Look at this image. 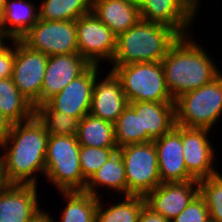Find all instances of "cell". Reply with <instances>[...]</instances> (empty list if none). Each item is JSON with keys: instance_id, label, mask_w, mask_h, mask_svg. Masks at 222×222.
<instances>
[{"instance_id": "1", "label": "cell", "mask_w": 222, "mask_h": 222, "mask_svg": "<svg viewBox=\"0 0 222 222\" xmlns=\"http://www.w3.org/2000/svg\"><path fill=\"white\" fill-rule=\"evenodd\" d=\"M48 137L35 116L12 125L10 133L0 144L3 170L9 184L38 186V174L45 175Z\"/></svg>"}, {"instance_id": "2", "label": "cell", "mask_w": 222, "mask_h": 222, "mask_svg": "<svg viewBox=\"0 0 222 222\" xmlns=\"http://www.w3.org/2000/svg\"><path fill=\"white\" fill-rule=\"evenodd\" d=\"M193 37L192 33L180 36L161 60L173 99L212 82L222 73L204 47L191 39Z\"/></svg>"}, {"instance_id": "3", "label": "cell", "mask_w": 222, "mask_h": 222, "mask_svg": "<svg viewBox=\"0 0 222 222\" xmlns=\"http://www.w3.org/2000/svg\"><path fill=\"white\" fill-rule=\"evenodd\" d=\"M180 35L171 27L139 20L117 36L116 52L110 66L161 62Z\"/></svg>"}, {"instance_id": "4", "label": "cell", "mask_w": 222, "mask_h": 222, "mask_svg": "<svg viewBox=\"0 0 222 222\" xmlns=\"http://www.w3.org/2000/svg\"><path fill=\"white\" fill-rule=\"evenodd\" d=\"M79 149L76 136L48 137L44 177L58 192L84 191L87 181L82 176Z\"/></svg>"}, {"instance_id": "5", "label": "cell", "mask_w": 222, "mask_h": 222, "mask_svg": "<svg viewBox=\"0 0 222 222\" xmlns=\"http://www.w3.org/2000/svg\"><path fill=\"white\" fill-rule=\"evenodd\" d=\"M174 105L177 125L212 131L222 117V73L212 82L181 94Z\"/></svg>"}, {"instance_id": "6", "label": "cell", "mask_w": 222, "mask_h": 222, "mask_svg": "<svg viewBox=\"0 0 222 222\" xmlns=\"http://www.w3.org/2000/svg\"><path fill=\"white\" fill-rule=\"evenodd\" d=\"M122 83L128 103L174 102L166 85L161 62H141L111 66Z\"/></svg>"}, {"instance_id": "7", "label": "cell", "mask_w": 222, "mask_h": 222, "mask_svg": "<svg viewBox=\"0 0 222 222\" xmlns=\"http://www.w3.org/2000/svg\"><path fill=\"white\" fill-rule=\"evenodd\" d=\"M126 172L127 196H145L161 184L154 141L118 148Z\"/></svg>"}, {"instance_id": "8", "label": "cell", "mask_w": 222, "mask_h": 222, "mask_svg": "<svg viewBox=\"0 0 222 222\" xmlns=\"http://www.w3.org/2000/svg\"><path fill=\"white\" fill-rule=\"evenodd\" d=\"M20 41L47 56L78 53L76 21L39 19Z\"/></svg>"}, {"instance_id": "9", "label": "cell", "mask_w": 222, "mask_h": 222, "mask_svg": "<svg viewBox=\"0 0 222 222\" xmlns=\"http://www.w3.org/2000/svg\"><path fill=\"white\" fill-rule=\"evenodd\" d=\"M78 54L90 65L111 63L117 36L93 12L76 20Z\"/></svg>"}, {"instance_id": "10", "label": "cell", "mask_w": 222, "mask_h": 222, "mask_svg": "<svg viewBox=\"0 0 222 222\" xmlns=\"http://www.w3.org/2000/svg\"><path fill=\"white\" fill-rule=\"evenodd\" d=\"M48 56L34 51L15 40V56L12 79L34 108L41 105V89L46 71Z\"/></svg>"}, {"instance_id": "11", "label": "cell", "mask_w": 222, "mask_h": 222, "mask_svg": "<svg viewBox=\"0 0 222 222\" xmlns=\"http://www.w3.org/2000/svg\"><path fill=\"white\" fill-rule=\"evenodd\" d=\"M201 4L198 0H148L139 8L140 18L169 26L185 36L192 33L190 27Z\"/></svg>"}, {"instance_id": "12", "label": "cell", "mask_w": 222, "mask_h": 222, "mask_svg": "<svg viewBox=\"0 0 222 222\" xmlns=\"http://www.w3.org/2000/svg\"><path fill=\"white\" fill-rule=\"evenodd\" d=\"M100 67L99 65H90L62 91L49 99L46 104L56 112L81 120L90 112L95 79L97 76H102L103 73L100 71ZM100 73L101 75H99Z\"/></svg>"}, {"instance_id": "13", "label": "cell", "mask_w": 222, "mask_h": 222, "mask_svg": "<svg viewBox=\"0 0 222 222\" xmlns=\"http://www.w3.org/2000/svg\"><path fill=\"white\" fill-rule=\"evenodd\" d=\"M209 129L181 126L183 156L188 173L195 179H205L218 172L214 145L209 140Z\"/></svg>"}, {"instance_id": "14", "label": "cell", "mask_w": 222, "mask_h": 222, "mask_svg": "<svg viewBox=\"0 0 222 222\" xmlns=\"http://www.w3.org/2000/svg\"><path fill=\"white\" fill-rule=\"evenodd\" d=\"M198 193V180L161 183L144 196L145 205L171 221L188 206Z\"/></svg>"}, {"instance_id": "15", "label": "cell", "mask_w": 222, "mask_h": 222, "mask_svg": "<svg viewBox=\"0 0 222 222\" xmlns=\"http://www.w3.org/2000/svg\"><path fill=\"white\" fill-rule=\"evenodd\" d=\"M154 145L157 151L161 183L195 180L185 166L181 126L176 124L171 131L154 140Z\"/></svg>"}, {"instance_id": "16", "label": "cell", "mask_w": 222, "mask_h": 222, "mask_svg": "<svg viewBox=\"0 0 222 222\" xmlns=\"http://www.w3.org/2000/svg\"><path fill=\"white\" fill-rule=\"evenodd\" d=\"M89 66L78 53L48 56L41 89V105L62 91Z\"/></svg>"}, {"instance_id": "17", "label": "cell", "mask_w": 222, "mask_h": 222, "mask_svg": "<svg viewBox=\"0 0 222 222\" xmlns=\"http://www.w3.org/2000/svg\"><path fill=\"white\" fill-rule=\"evenodd\" d=\"M127 106L122 83L113 71L106 72L104 78L96 77L89 112L91 115L114 124Z\"/></svg>"}, {"instance_id": "18", "label": "cell", "mask_w": 222, "mask_h": 222, "mask_svg": "<svg viewBox=\"0 0 222 222\" xmlns=\"http://www.w3.org/2000/svg\"><path fill=\"white\" fill-rule=\"evenodd\" d=\"M36 185L9 184L0 193V222H29L41 208Z\"/></svg>"}, {"instance_id": "19", "label": "cell", "mask_w": 222, "mask_h": 222, "mask_svg": "<svg viewBox=\"0 0 222 222\" xmlns=\"http://www.w3.org/2000/svg\"><path fill=\"white\" fill-rule=\"evenodd\" d=\"M128 105L134 111H141L142 131H145V143L161 138L175 125L174 102H132Z\"/></svg>"}, {"instance_id": "20", "label": "cell", "mask_w": 222, "mask_h": 222, "mask_svg": "<svg viewBox=\"0 0 222 222\" xmlns=\"http://www.w3.org/2000/svg\"><path fill=\"white\" fill-rule=\"evenodd\" d=\"M92 12L116 36L141 19L139 7L131 0H92Z\"/></svg>"}, {"instance_id": "21", "label": "cell", "mask_w": 222, "mask_h": 222, "mask_svg": "<svg viewBox=\"0 0 222 222\" xmlns=\"http://www.w3.org/2000/svg\"><path fill=\"white\" fill-rule=\"evenodd\" d=\"M37 8L30 0H6L0 15V30L11 40H20L39 20Z\"/></svg>"}, {"instance_id": "22", "label": "cell", "mask_w": 222, "mask_h": 222, "mask_svg": "<svg viewBox=\"0 0 222 222\" xmlns=\"http://www.w3.org/2000/svg\"><path fill=\"white\" fill-rule=\"evenodd\" d=\"M107 188L118 192L117 194H124L127 196V181L123 158L117 150L105 164L99 168L87 181L84 192L100 198L104 193H99L98 188Z\"/></svg>"}, {"instance_id": "23", "label": "cell", "mask_w": 222, "mask_h": 222, "mask_svg": "<svg viewBox=\"0 0 222 222\" xmlns=\"http://www.w3.org/2000/svg\"><path fill=\"white\" fill-rule=\"evenodd\" d=\"M0 112L13 124L34 117V105L20 93L12 77L0 78Z\"/></svg>"}, {"instance_id": "24", "label": "cell", "mask_w": 222, "mask_h": 222, "mask_svg": "<svg viewBox=\"0 0 222 222\" xmlns=\"http://www.w3.org/2000/svg\"><path fill=\"white\" fill-rule=\"evenodd\" d=\"M76 137L80 145L118 148L115 141L114 124L90 113L80 120Z\"/></svg>"}, {"instance_id": "25", "label": "cell", "mask_w": 222, "mask_h": 222, "mask_svg": "<svg viewBox=\"0 0 222 222\" xmlns=\"http://www.w3.org/2000/svg\"><path fill=\"white\" fill-rule=\"evenodd\" d=\"M66 200L60 221L55 222H96L98 198L84 191H60Z\"/></svg>"}, {"instance_id": "26", "label": "cell", "mask_w": 222, "mask_h": 222, "mask_svg": "<svg viewBox=\"0 0 222 222\" xmlns=\"http://www.w3.org/2000/svg\"><path fill=\"white\" fill-rule=\"evenodd\" d=\"M98 198L96 222H138L145 205L144 196H123L122 201L113 203L106 209L103 201Z\"/></svg>"}, {"instance_id": "27", "label": "cell", "mask_w": 222, "mask_h": 222, "mask_svg": "<svg viewBox=\"0 0 222 222\" xmlns=\"http://www.w3.org/2000/svg\"><path fill=\"white\" fill-rule=\"evenodd\" d=\"M38 4L39 19L47 21H76L92 12V0H42Z\"/></svg>"}, {"instance_id": "28", "label": "cell", "mask_w": 222, "mask_h": 222, "mask_svg": "<svg viewBox=\"0 0 222 222\" xmlns=\"http://www.w3.org/2000/svg\"><path fill=\"white\" fill-rule=\"evenodd\" d=\"M34 116L48 136H76L80 119L52 110L46 103L35 107Z\"/></svg>"}, {"instance_id": "29", "label": "cell", "mask_w": 222, "mask_h": 222, "mask_svg": "<svg viewBox=\"0 0 222 222\" xmlns=\"http://www.w3.org/2000/svg\"><path fill=\"white\" fill-rule=\"evenodd\" d=\"M115 141L118 148L129 144L145 143L142 131L141 111H134L129 105L114 123Z\"/></svg>"}, {"instance_id": "30", "label": "cell", "mask_w": 222, "mask_h": 222, "mask_svg": "<svg viewBox=\"0 0 222 222\" xmlns=\"http://www.w3.org/2000/svg\"><path fill=\"white\" fill-rule=\"evenodd\" d=\"M199 194L205 200L210 222H222V174L216 172L210 177L198 180Z\"/></svg>"}, {"instance_id": "31", "label": "cell", "mask_w": 222, "mask_h": 222, "mask_svg": "<svg viewBox=\"0 0 222 222\" xmlns=\"http://www.w3.org/2000/svg\"><path fill=\"white\" fill-rule=\"evenodd\" d=\"M118 148H99L80 145L79 160L83 178L88 181Z\"/></svg>"}, {"instance_id": "32", "label": "cell", "mask_w": 222, "mask_h": 222, "mask_svg": "<svg viewBox=\"0 0 222 222\" xmlns=\"http://www.w3.org/2000/svg\"><path fill=\"white\" fill-rule=\"evenodd\" d=\"M170 222H210L205 200L198 193L188 206Z\"/></svg>"}, {"instance_id": "33", "label": "cell", "mask_w": 222, "mask_h": 222, "mask_svg": "<svg viewBox=\"0 0 222 222\" xmlns=\"http://www.w3.org/2000/svg\"><path fill=\"white\" fill-rule=\"evenodd\" d=\"M9 42L10 43L0 51V78H10L13 75L15 40H10Z\"/></svg>"}, {"instance_id": "34", "label": "cell", "mask_w": 222, "mask_h": 222, "mask_svg": "<svg viewBox=\"0 0 222 222\" xmlns=\"http://www.w3.org/2000/svg\"><path fill=\"white\" fill-rule=\"evenodd\" d=\"M138 222H170V220L166 219L162 215H159L158 213L153 212L150 208L144 205Z\"/></svg>"}, {"instance_id": "35", "label": "cell", "mask_w": 222, "mask_h": 222, "mask_svg": "<svg viewBox=\"0 0 222 222\" xmlns=\"http://www.w3.org/2000/svg\"><path fill=\"white\" fill-rule=\"evenodd\" d=\"M12 125L13 123L0 112V144L4 142L10 133Z\"/></svg>"}, {"instance_id": "36", "label": "cell", "mask_w": 222, "mask_h": 222, "mask_svg": "<svg viewBox=\"0 0 222 222\" xmlns=\"http://www.w3.org/2000/svg\"><path fill=\"white\" fill-rule=\"evenodd\" d=\"M29 222H55V219L49 212L40 208Z\"/></svg>"}, {"instance_id": "37", "label": "cell", "mask_w": 222, "mask_h": 222, "mask_svg": "<svg viewBox=\"0 0 222 222\" xmlns=\"http://www.w3.org/2000/svg\"><path fill=\"white\" fill-rule=\"evenodd\" d=\"M8 186H9V183L6 179L5 172L3 170L1 156H0V193H2Z\"/></svg>"}, {"instance_id": "38", "label": "cell", "mask_w": 222, "mask_h": 222, "mask_svg": "<svg viewBox=\"0 0 222 222\" xmlns=\"http://www.w3.org/2000/svg\"><path fill=\"white\" fill-rule=\"evenodd\" d=\"M11 39L0 30V51L8 44Z\"/></svg>"}, {"instance_id": "39", "label": "cell", "mask_w": 222, "mask_h": 222, "mask_svg": "<svg viewBox=\"0 0 222 222\" xmlns=\"http://www.w3.org/2000/svg\"><path fill=\"white\" fill-rule=\"evenodd\" d=\"M131 1L140 8L148 0H131Z\"/></svg>"}, {"instance_id": "40", "label": "cell", "mask_w": 222, "mask_h": 222, "mask_svg": "<svg viewBox=\"0 0 222 222\" xmlns=\"http://www.w3.org/2000/svg\"><path fill=\"white\" fill-rule=\"evenodd\" d=\"M5 3H6V0H0V15L4 11Z\"/></svg>"}]
</instances>
